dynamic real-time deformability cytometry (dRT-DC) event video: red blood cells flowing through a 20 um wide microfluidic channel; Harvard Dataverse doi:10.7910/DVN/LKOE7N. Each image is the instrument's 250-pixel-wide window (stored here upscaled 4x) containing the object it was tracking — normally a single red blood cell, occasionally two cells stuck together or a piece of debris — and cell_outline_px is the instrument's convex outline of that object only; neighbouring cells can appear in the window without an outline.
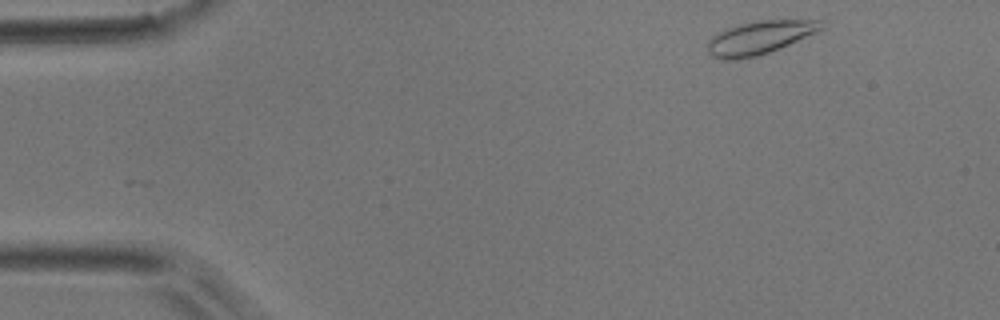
{"species": "common noctule bat (a hibernating species)", "species_latin": "Nyctalus noctula", "temperature_condition": "room temperature", "stored_images_in_passage": 48, "camera_frame_rate_fps": 3000, "um_per_image_px": 0.085, "animal": {"sex": "male", "body_mass_g": 17.9}, "frame": {"image": 1, "passage_image": 2, "time_ms": 0.333, "image_size_px": [1000, 320], "cell_outline_px": [[824, 28], [816, 32], [788, 44], [768, 52], [756, 56], [740, 60], [724, 60], [712, 56], [708, 52], [708, 40], [716, 32], [740, 24], [760, 20], [820, 20]], "centroid_in_image_um": [64.51, 3.2], "position_along_channel_um": 20.5, "area_um2": 21.79}}
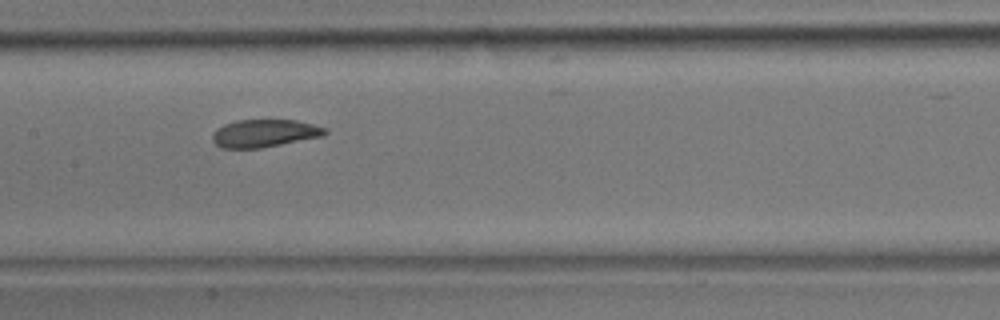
{"frame": {"image": 2, "passage_image": 21, "time_ms": 6.667, "image_size_px": [1000, 320], "cell_outline_px": [[328, 132], [324, 136], [260, 148], [220, 148], [212, 140], [212, 132], [216, 128], [224, 124], [236, 120], [296, 120], [328, 128]], "centroid_in_image_um": [22.47, 11.32], "position_along_channel_um": 184.9, "area_um2": 18.32}}
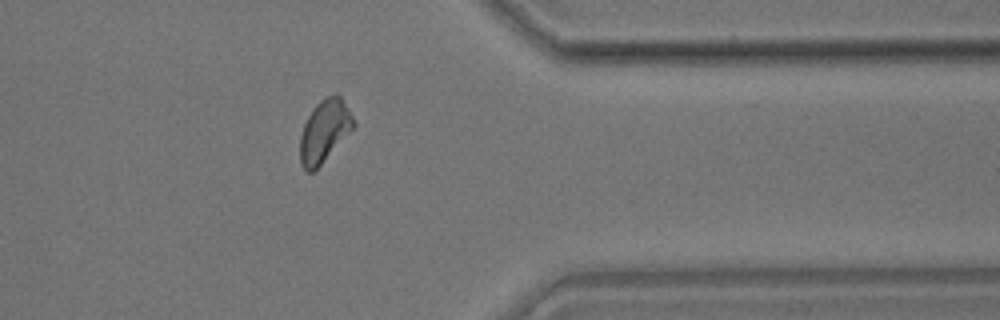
{"frame": {"image": 3, "passage_image": 37, "time_ms": 12.0, "image_size_px": [1000, 320], "cell_outline_px": [[356, 128], [312, 172], [308, 172], [300, 164], [300, 136], [304, 124], [312, 108], [320, 100], [336, 92], [340, 96], [352, 116], [356, 124]], "centroid_in_image_um": [27.59, 11.12], "position_along_channel_um": 383.8, "area_um2": 19.42}}